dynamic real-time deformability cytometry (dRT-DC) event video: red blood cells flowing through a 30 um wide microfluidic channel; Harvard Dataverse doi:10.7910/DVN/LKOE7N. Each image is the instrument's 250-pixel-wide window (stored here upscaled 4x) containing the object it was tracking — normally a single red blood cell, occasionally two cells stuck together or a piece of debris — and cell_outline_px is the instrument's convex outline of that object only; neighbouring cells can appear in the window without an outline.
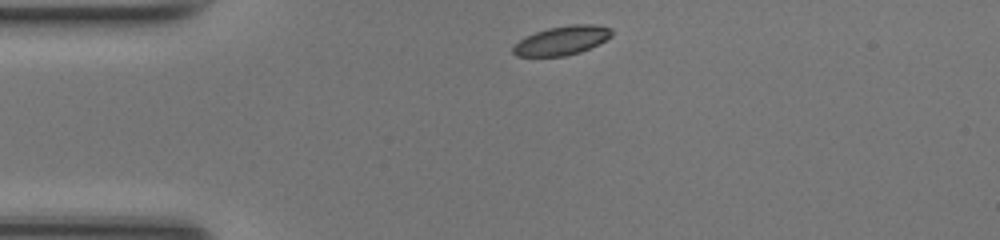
{"species": "common noctule bat (a hibernating species)", "species_latin": "Nyctalus noctula", "temperature_condition": "room temperature", "stored_images_in_passage": 39, "camera_frame_rate_fps": 3000, "um_per_image_px": 0.085, "animal": {"sex": "female", "body_mass_g": 17.0, "forearm_length_mm": 48.0}, "frame": {"image": 1, "passage_image": 1, "time_ms": 0.0, "image_size_px": [1000, 240], "cell_outline_px": [[612, 36], [600, 44], [580, 52], [564, 56], [516, 56], [512, 52], [512, 48], [520, 40], [536, 32], [548, 28], [572, 24], [592, 24], [612, 28]], "centroid_in_image_um": [47.8, 3.44], "position_along_channel_um": 37.2, "area_um2": 16.59}}
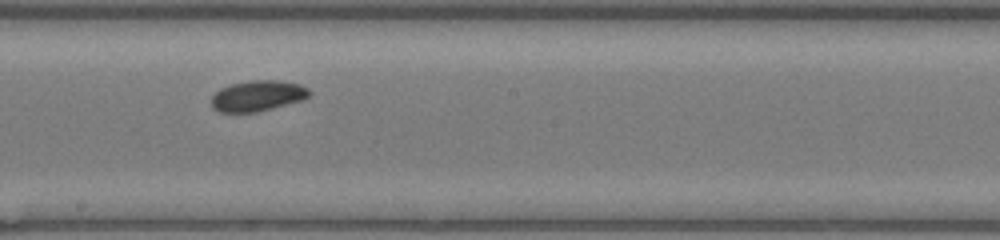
{"frame": {"image": 2, "passage_image": 17, "time_ms": 5.333, "image_size_px": [1000, 240], "cell_outline_px": [[312, 92], [304, 100], [256, 112], [216, 112], [212, 108], [212, 96], [220, 88], [232, 84], [252, 80], [276, 80], [300, 84], [308, 88]], "centroid_in_image_um": [21.91, 8.15], "position_along_channel_um": 226.3, "area_um2": 17.57}}
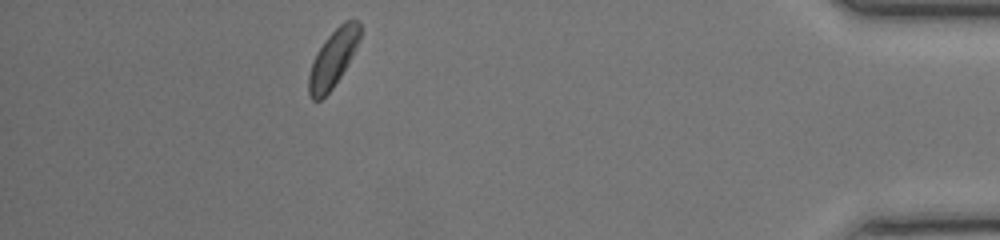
{"frame": {"image": 3, "passage_image": 34, "time_ms": 11.0, "image_size_px": [1000, 240], "cell_outline_px": [[360, 40], [352, 56], [340, 76], [332, 88], [320, 100], [312, 100], [308, 92], [308, 76], [316, 52], [324, 40], [344, 20], [360, 20]], "centroid_in_image_um": [28.3, 4.95], "position_along_channel_um": 406.9, "area_um2": 16.94}, "authors_computed_cell_mechanics": {"area_um2": 17.4556, "velocity_mm_per_s": 4.1996, "shape_relaxation_time_tau1_ms": 2.8644, "shape_relaxation_time_tau2_ms": null, "deformation_change_tau1": 0.0588, "deformation_change_tau2": null}}